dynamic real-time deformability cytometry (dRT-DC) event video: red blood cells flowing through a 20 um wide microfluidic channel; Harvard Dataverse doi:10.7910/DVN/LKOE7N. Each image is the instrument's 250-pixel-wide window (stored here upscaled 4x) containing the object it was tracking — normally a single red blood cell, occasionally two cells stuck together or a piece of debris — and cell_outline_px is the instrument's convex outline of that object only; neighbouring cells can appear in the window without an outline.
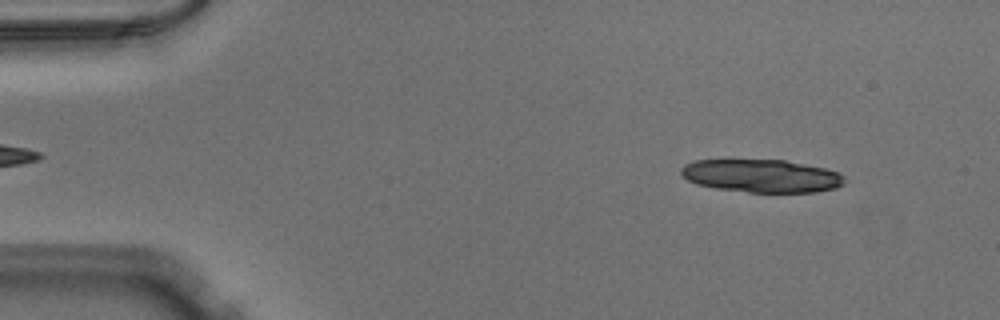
{"species": "Egyptian fruit bat (a non-hibernating species)", "species_latin": "Rousettus aegyptiacus", "temperature_condition": "warm", "stored_images_in_passage": 22, "segment_of_instrument_passage": [1, 2], "camera_frame_rate_fps": 3000, "um_per_image_px": 0.085, "animal": {"sex": "male"}, "frame": {"image": 1, "passage_image": 6, "time_ms": 1.667, "image_size_px": [1000, 320], "cell_outline_px": [[848, 180], [844, 184], [836, 188], [816, 192], [748, 192], [716, 188], [696, 184], [688, 180], [680, 172], [680, 168], [684, 164], [692, 160], [784, 160], [824, 168], [840, 172]], "centroid_in_image_um": [64.75, 14.95], "position_along_channel_um": 20.2, "area_um2": 31.56}}